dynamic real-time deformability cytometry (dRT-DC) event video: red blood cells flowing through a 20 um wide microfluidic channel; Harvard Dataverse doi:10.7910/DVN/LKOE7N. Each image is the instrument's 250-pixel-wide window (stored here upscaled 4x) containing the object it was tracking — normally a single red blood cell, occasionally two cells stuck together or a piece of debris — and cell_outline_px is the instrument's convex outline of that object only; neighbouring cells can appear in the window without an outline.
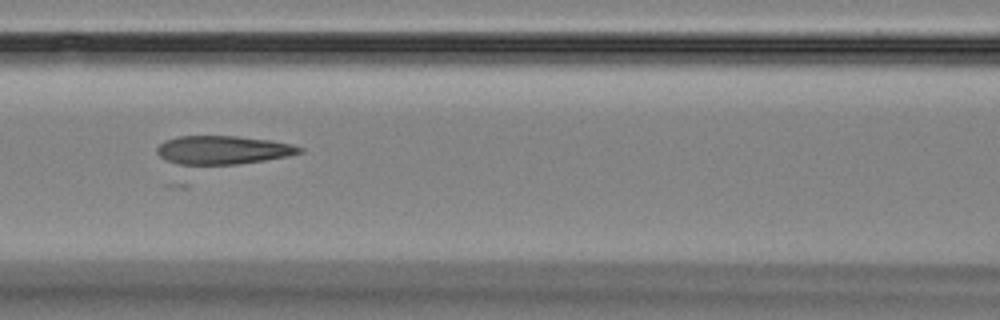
{"species": "Egyptian fruit bat (a non-hibernating species)", "species_latin": "Rousettus aegyptiacus", "temperature_condition": "room temperature", "stored_images_in_passage": 8, "camera_frame_rate_fps": 3000, "um_per_image_px": 0.085, "animal": {"sex": "female"}, "frame": {"image": 1, "passage_image": 5, "time_ms": 4.333, "image_size_px": [1000, 320], "cell_outline_px": [[304, 152], [288, 156], [264, 160], [236, 164], [188, 168], [168, 160], [160, 156], [156, 152], [156, 148], [164, 140], [176, 136], [236, 136], [268, 140], [292, 144], [304, 148]], "centroid_in_image_um": [18.89, 12.78], "position_along_channel_um": 147.7, "area_um2": 24.39}}
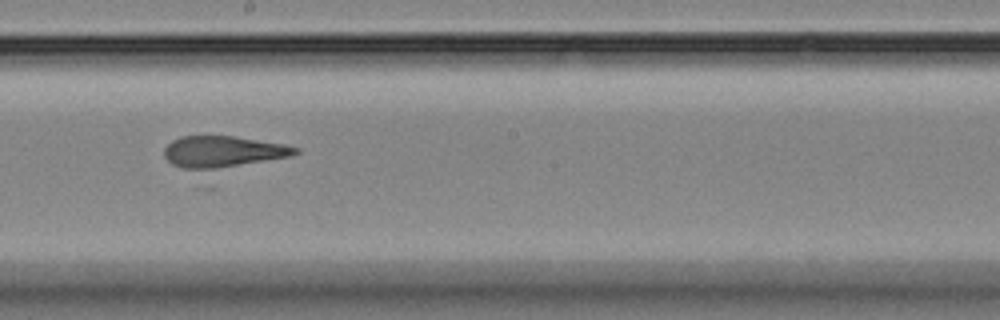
{"frame": {"image": 2, "passage_image": 7, "time_ms": 6.667, "image_size_px": [1000, 320], "cell_outline_px": [[300, 152], [292, 156], [208, 172], [196, 172], [180, 168], [172, 164], [164, 156], [164, 148], [172, 140], [180, 136], [236, 136], [284, 144], [300, 148]], "centroid_in_image_um": [18.94, 12.94], "position_along_channel_um": 229.3, "area_um2": 25.09}}
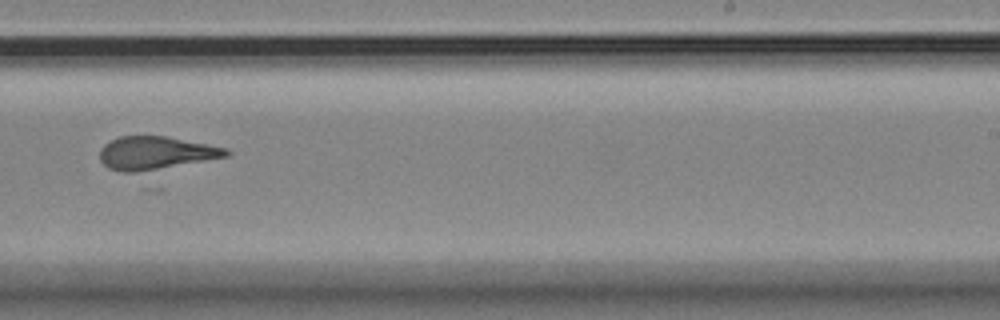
{"frame": {"image": 3, "passage_image": 8, "time_ms": 8.0, "image_size_px": [1000, 320], "cell_outline_px": [[232, 152], [228, 156], [136, 172], [124, 172], [108, 168], [100, 160], [100, 148], [104, 144], [120, 136], [168, 136], [228, 148]], "centroid_in_image_um": [13.23, 12.98], "position_along_channel_um": 275.8, "area_um2": 24.04}}